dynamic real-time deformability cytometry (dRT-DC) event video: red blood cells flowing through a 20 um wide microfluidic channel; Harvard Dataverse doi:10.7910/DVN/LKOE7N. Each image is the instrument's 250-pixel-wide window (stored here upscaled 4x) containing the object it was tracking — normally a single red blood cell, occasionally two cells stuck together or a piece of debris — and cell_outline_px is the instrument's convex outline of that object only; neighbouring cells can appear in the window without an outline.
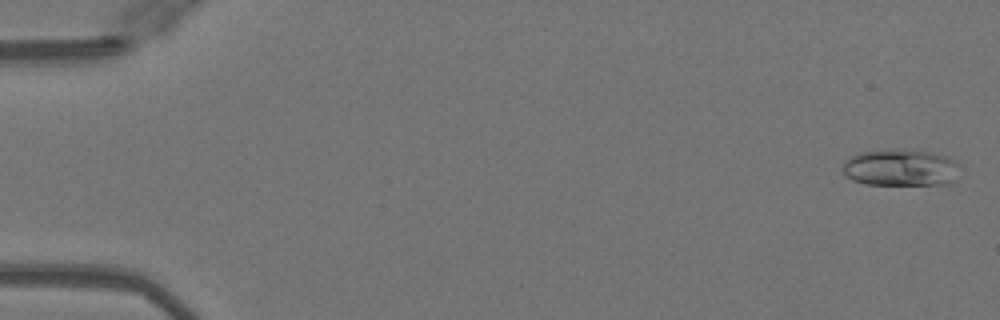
{"species": "Egyptian fruit bat (a non-hibernating species)", "species_latin": "Rousettus aegyptiacus", "temperature_condition": "warm", "stored_images_in_passage": 49, "camera_frame_rate_fps": 3000, "um_per_image_px": 0.085, "animal": {"sex": "female"}, "frame": {"image": 1, "passage_image": 1, "time_ms": 0.0, "image_size_px": [1000, 320], "cell_outline_px": [[960, 164], [956, 180], [952, 184], [864, 184], [852, 180], [844, 176], [844, 160], [856, 152], [892, 148], [912, 148], [932, 152], [948, 156], [956, 160]], "centroid_in_image_um": [76.58, 14.22], "position_along_channel_um": 8.4, "area_um2": 26.07}}
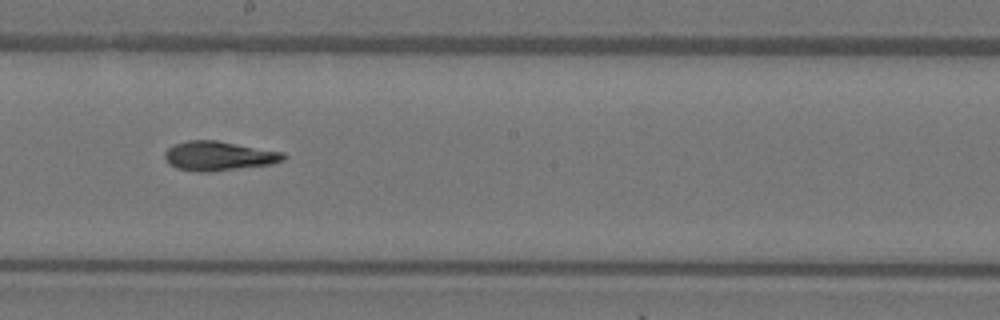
{"frame": {"image": 2, "passage_image": 28, "time_ms": 9.0, "image_size_px": [1000, 320], "cell_outline_px": [[288, 156], [284, 160], [272, 164], [208, 172], [196, 172], [176, 168], [168, 164], [164, 156], [164, 152], [168, 148], [176, 144], [188, 140], [216, 140], [284, 152]], "centroid_in_image_um": [18.6, 13.26], "position_along_channel_um": 229.6, "area_um2": 20.4}}
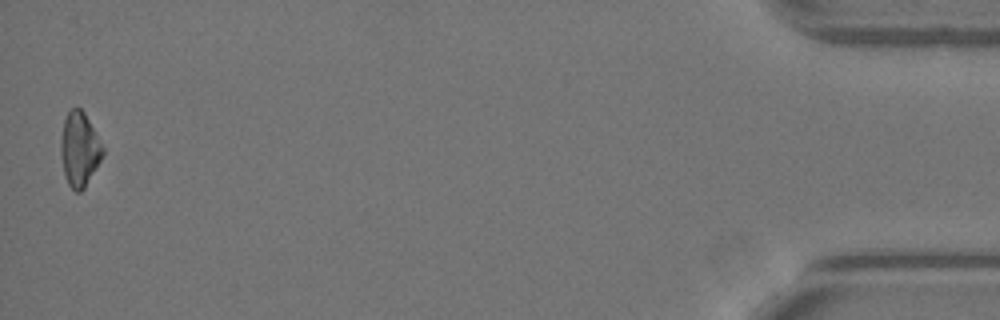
{"frame": {"image": 3, "passage_image": 49, "time_ms": 16.0, "image_size_px": [1000, 320], "cell_outline_px": [[104, 152], [96, 168], [84, 188], [80, 192], [76, 192], [68, 184], [64, 176], [60, 152], [60, 140], [64, 120], [68, 112], [72, 108], [80, 108], [84, 112], [104, 148]], "centroid_in_image_um": [6.73, 12.7], "position_along_channel_um": 428.5, "area_um2": 18.03}, "authors_computed_cell_mechanics": {"area_um2": 20.23, "velocity_mm_per_s": 4.1037, "shape_relaxation_time_tau1_ms": 9.3538, "shape_relaxation_time_tau2_ms": 3.2381, "deformation_change_tau1": 0.2632, "deformation_change_tau2": 0.114}}